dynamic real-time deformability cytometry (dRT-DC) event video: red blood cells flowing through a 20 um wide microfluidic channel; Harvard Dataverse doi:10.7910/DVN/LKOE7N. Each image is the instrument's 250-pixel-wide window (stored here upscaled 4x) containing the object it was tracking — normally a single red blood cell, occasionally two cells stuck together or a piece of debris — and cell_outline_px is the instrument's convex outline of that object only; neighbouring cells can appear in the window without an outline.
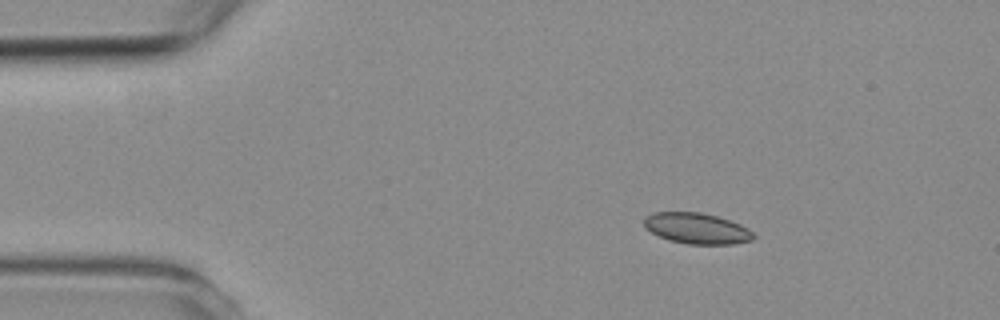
{"species": "common noctule bat (a hibernating species)", "species_latin": "Nyctalus noctula", "temperature_condition": "room temperature", "stored_images_in_passage": 3, "camera_frame_rate_fps": 3000, "um_per_image_px": 0.085, "animal": {"sex": "female", "body_mass_g": 19.3, "forearm_length_mm": 54.1}, "frame": {"image": 1, "passage_image": 1, "time_ms": 0.0, "image_size_px": [1000, 320], "cell_outline_px": [[756, 236], [752, 240], [732, 244], [688, 244], [668, 240], [652, 232], [644, 224], [644, 216], [652, 212], [700, 212], [716, 216], [740, 224], [748, 228]], "centroid_in_image_um": [59.23, 19.41], "position_along_channel_um": 25.8, "area_um2": 19.59}}